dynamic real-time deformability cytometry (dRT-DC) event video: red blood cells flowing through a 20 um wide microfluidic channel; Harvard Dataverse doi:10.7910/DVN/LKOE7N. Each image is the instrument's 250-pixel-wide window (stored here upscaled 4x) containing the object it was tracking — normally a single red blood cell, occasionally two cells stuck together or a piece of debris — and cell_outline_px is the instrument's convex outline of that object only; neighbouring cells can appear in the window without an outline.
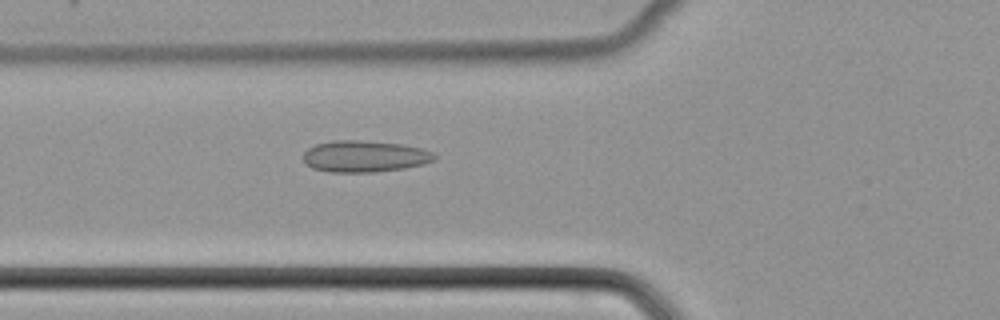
{"species": "common noctule bat (a hibernating species)", "species_latin": "Nyctalus noctula", "temperature_condition": "cold", "stored_images_in_passage": 51, "camera_frame_rate_fps": 3000, "um_per_image_px": 0.085, "animal": {"sex": "female", "body_mass_g": 22.7, "forearm_length_mm": 54.2}, "frame": {"image": 1, "passage_image": 19, "time_ms": 6.0, "image_size_px": [1000, 320], "cell_outline_px": [[436, 160], [424, 164], [404, 168], [372, 172], [328, 172], [312, 168], [304, 160], [304, 152], [308, 148], [316, 144], [332, 140], [360, 140], [400, 144], [420, 148], [432, 152], [436, 156]], "centroid_in_image_um": [30.99, 13.29], "position_along_channel_um": 94.8, "area_um2": 24.04}}
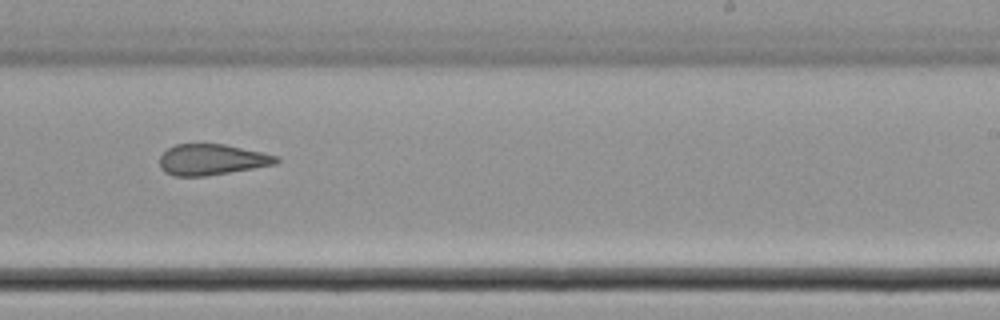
{"frame": {"image": 2, "passage_image": 32, "time_ms": 10.333, "image_size_px": [1000, 320], "cell_outline_px": [[280, 160], [276, 164], [204, 176], [172, 176], [164, 172], [160, 168], [160, 156], [168, 148], [176, 144], [224, 144], [280, 156]], "centroid_in_image_um": [17.99, 13.56], "position_along_channel_um": 271.0, "area_um2": 20.92}}
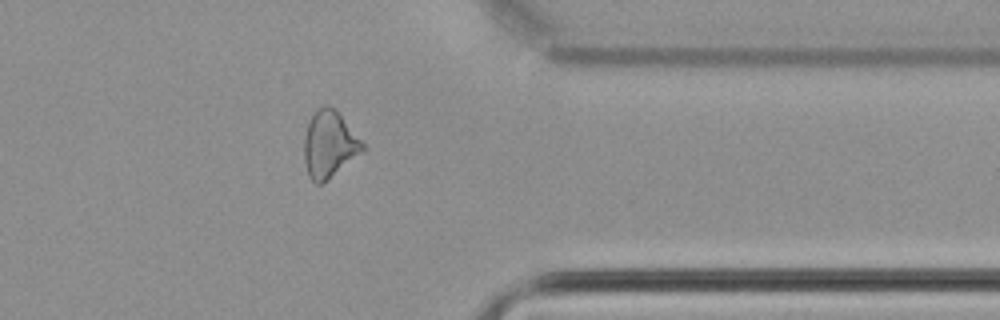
{"frame": {"image": 3, "passage_image": 41, "time_ms": 13.333, "image_size_px": [1000, 320], "cell_outline_px": [[364, 152], [320, 184], [316, 184], [308, 176], [304, 160], [304, 136], [308, 120], [316, 108], [324, 104], [328, 104], [336, 108], [364, 144]], "centroid_in_image_um": [27.97, 12.22], "position_along_channel_um": 383.4, "area_um2": 22.95}}